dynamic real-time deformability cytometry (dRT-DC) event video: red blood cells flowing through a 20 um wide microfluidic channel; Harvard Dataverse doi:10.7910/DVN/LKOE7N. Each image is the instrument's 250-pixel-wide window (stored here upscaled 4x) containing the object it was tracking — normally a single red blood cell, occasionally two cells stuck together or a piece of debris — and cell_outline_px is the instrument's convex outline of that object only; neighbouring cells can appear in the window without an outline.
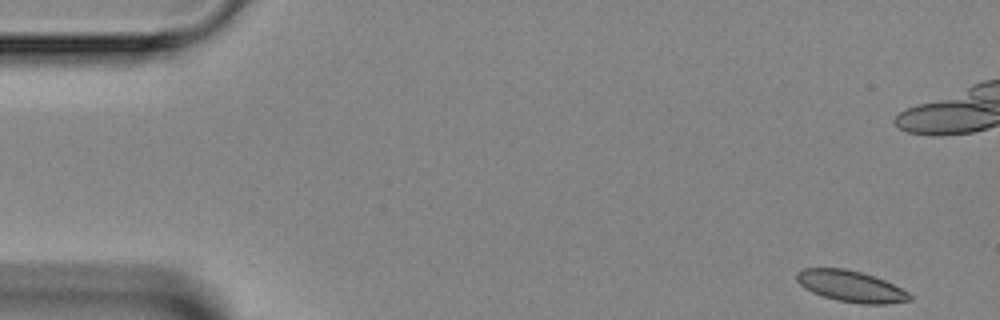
{"species": "Egyptian fruit bat (a non-hibernating species)", "species_latin": "Rousettus aegyptiacus", "temperature_condition": "room temperature", "stored_images_in_passage": 5, "camera_frame_rate_fps": 3000, "um_per_image_px": 0.085, "animal": {"sex": "female"}, "frame": {"image": 1, "passage_image": 1, "time_ms": 0.0, "image_size_px": [1000, 320], "cell_outline_px": [[912, 300], [884, 304], [860, 304], [836, 300], [812, 292], [804, 288], [796, 280], [796, 272], [804, 268], [844, 268], [860, 272], [884, 280], [908, 292], [912, 296]], "centroid_in_image_um": [72.3, 24.34], "position_along_channel_um": 12.7, "area_um2": 20.46}}